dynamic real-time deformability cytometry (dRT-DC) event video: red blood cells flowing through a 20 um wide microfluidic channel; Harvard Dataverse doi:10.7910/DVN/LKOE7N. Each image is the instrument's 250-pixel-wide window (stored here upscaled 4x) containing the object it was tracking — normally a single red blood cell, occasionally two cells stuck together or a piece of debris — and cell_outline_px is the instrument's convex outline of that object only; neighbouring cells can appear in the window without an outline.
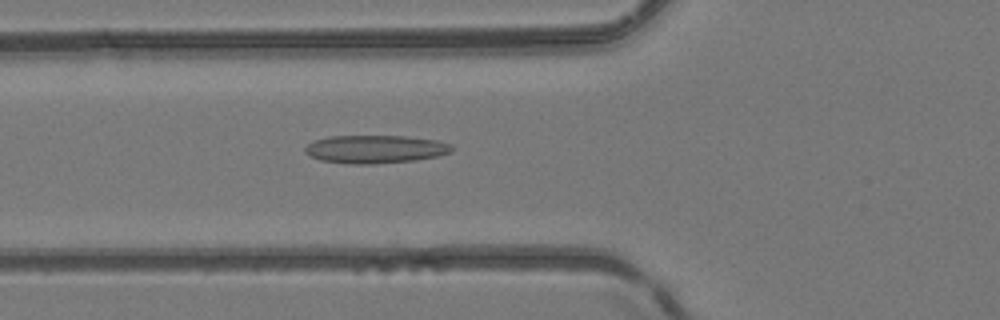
{"species": "common noctule bat (a hibernating species)", "species_latin": "Nyctalus noctula", "temperature_condition": "room temperature", "stored_images_in_passage": 40, "camera_frame_rate_fps": 3000, "um_per_image_px": 0.085, "animal": {"sex": "female", "body_mass_g": 24.6, "forearm_length_mm": 56.2}, "frame": {"image": 1, "passage_image": 9, "time_ms": 2.667, "image_size_px": [1000, 320], "cell_outline_px": [[456, 148], [452, 152], [436, 156], [416, 160], [372, 164], [352, 164], [320, 160], [308, 156], [304, 152], [304, 148], [312, 140], [328, 136], [404, 136], [436, 140], [452, 144]], "centroid_in_image_um": [31.88, 12.68], "position_along_channel_um": 93.9, "area_um2": 24.28}}
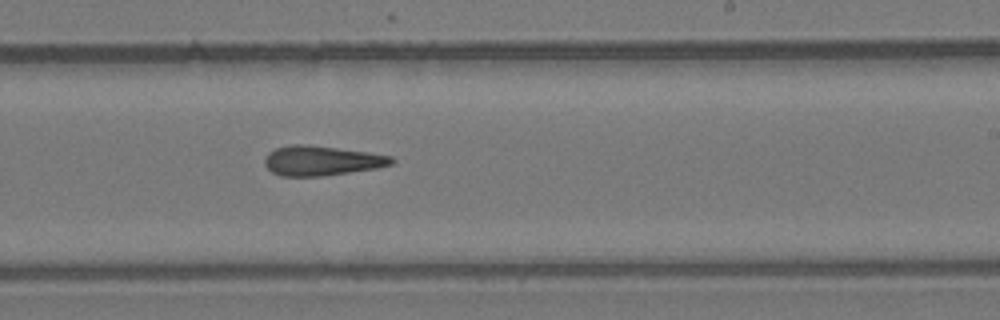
{"frame": {"image": 2, "passage_image": 21, "time_ms": 6.667, "image_size_px": [1000, 320], "cell_outline_px": [[396, 160], [392, 164], [376, 168], [324, 176], [280, 176], [272, 172], [264, 164], [264, 160], [268, 152], [276, 148], [292, 144], [300, 144], [336, 148], [368, 152], [392, 156]], "centroid_in_image_um": [27.33, 13.66], "position_along_channel_um": 261.7, "area_um2": 21.91}}
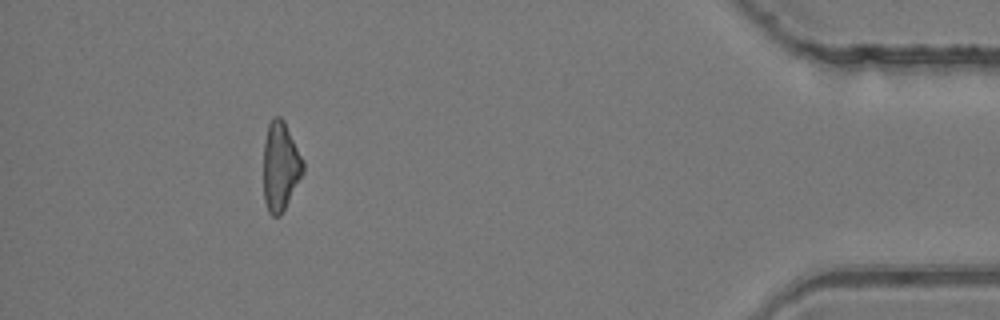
{"frame": {"image": 3, "passage_image": 36, "time_ms": 11.667, "image_size_px": [1000, 320], "cell_outline_px": [[304, 172], [280, 216], [272, 216], [268, 212], [264, 200], [264, 140], [268, 124], [272, 116], [280, 116], [284, 120], [304, 160]], "centroid_in_image_um": [23.84, 14.11], "position_along_channel_um": 411.4, "area_um2": 20.63}}